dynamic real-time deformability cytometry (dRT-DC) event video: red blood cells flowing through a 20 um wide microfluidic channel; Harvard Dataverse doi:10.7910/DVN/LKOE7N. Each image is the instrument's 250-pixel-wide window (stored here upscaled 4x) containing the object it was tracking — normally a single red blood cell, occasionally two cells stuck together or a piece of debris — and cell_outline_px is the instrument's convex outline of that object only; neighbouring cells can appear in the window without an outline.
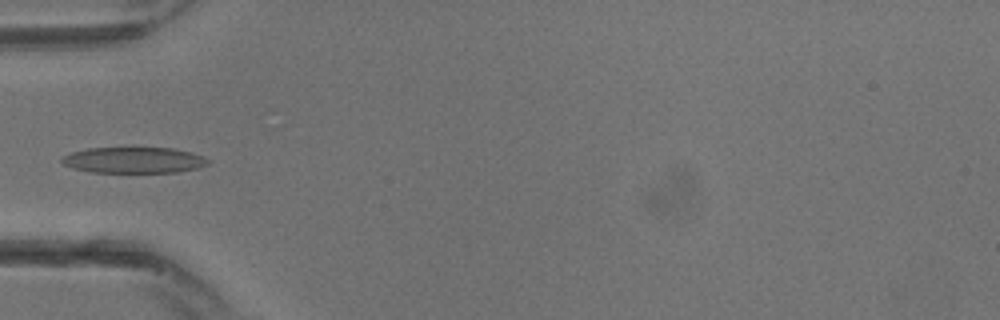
{"species": "common noctule bat (a hibernating species)", "species_latin": "Nyctalus noctula", "temperature_condition": "warm", "stored_images_in_passage": 12, "camera_frame_rate_fps": 3000, "um_per_image_px": 0.085, "animal": {"sex": "male", "body_mass_g": 13.3}, "frame": {"image": 1, "passage_image": 10, "time_ms": 3.0, "image_size_px": [1000, 320], "cell_outline_px": [[208, 164], [200, 168], [176, 172], [92, 172], [72, 168], [64, 164], [60, 160], [64, 156], [72, 152], [88, 148], [172, 148], [188, 152], [200, 156], [208, 160]], "centroid_in_image_um": [11.35, 13.61], "position_along_channel_um": 73.7, "area_um2": 21.85}}